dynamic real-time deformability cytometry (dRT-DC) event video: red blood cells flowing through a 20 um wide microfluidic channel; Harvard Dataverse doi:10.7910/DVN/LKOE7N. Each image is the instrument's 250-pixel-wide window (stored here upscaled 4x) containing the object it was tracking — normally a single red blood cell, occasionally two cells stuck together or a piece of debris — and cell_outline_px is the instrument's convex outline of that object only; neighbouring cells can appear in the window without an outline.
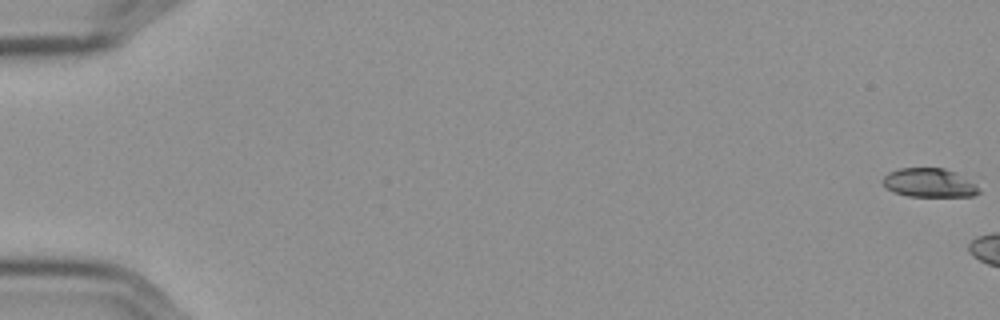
{"species": "Egyptian fruit bat (a non-hibernating species)", "species_latin": "Rousettus aegyptiacus", "temperature_condition": "cold", "stored_images_in_passage": 7, "camera_frame_rate_fps": 3000, "um_per_image_px": 0.085, "frame": {"image": 1, "passage_image": 1, "time_ms": 0.0, "image_size_px": [1000, 320], "cell_outline_px": [[980, 192], [972, 196], [908, 196], [892, 192], [880, 180], [888, 172], [900, 168], [944, 168], [976, 184]], "centroid_in_image_um": [78.92, 15.54], "position_along_channel_um": 6.1, "area_um2": 15.95}}